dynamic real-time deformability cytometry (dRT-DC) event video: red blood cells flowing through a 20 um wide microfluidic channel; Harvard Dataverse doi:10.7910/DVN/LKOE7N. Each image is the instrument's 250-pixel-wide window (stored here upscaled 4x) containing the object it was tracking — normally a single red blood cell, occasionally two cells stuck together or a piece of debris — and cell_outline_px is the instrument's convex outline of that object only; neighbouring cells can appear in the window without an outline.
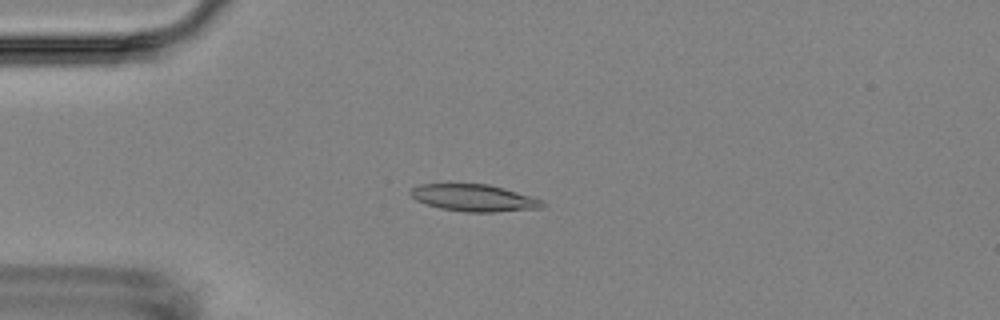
{"species": "Egyptian fruit bat (a non-hibernating species)", "species_latin": "Rousettus aegyptiacus", "temperature_condition": "room temperature", "stored_images_in_passage": 4, "camera_frame_rate_fps": 3000, "um_per_image_px": 0.085, "animal": {"sex": "female"}, "frame": {"image": 1, "passage_image": 4, "time_ms": 4.0, "image_size_px": [1000, 320], "cell_outline_px": [[544, 208], [496, 212], [464, 212], [440, 208], [416, 200], [412, 196], [412, 188], [420, 184], [488, 184], [504, 188], [544, 200]], "centroid_in_image_um": [40.35, 16.83], "position_along_channel_um": 44.7, "area_um2": 20.63}}